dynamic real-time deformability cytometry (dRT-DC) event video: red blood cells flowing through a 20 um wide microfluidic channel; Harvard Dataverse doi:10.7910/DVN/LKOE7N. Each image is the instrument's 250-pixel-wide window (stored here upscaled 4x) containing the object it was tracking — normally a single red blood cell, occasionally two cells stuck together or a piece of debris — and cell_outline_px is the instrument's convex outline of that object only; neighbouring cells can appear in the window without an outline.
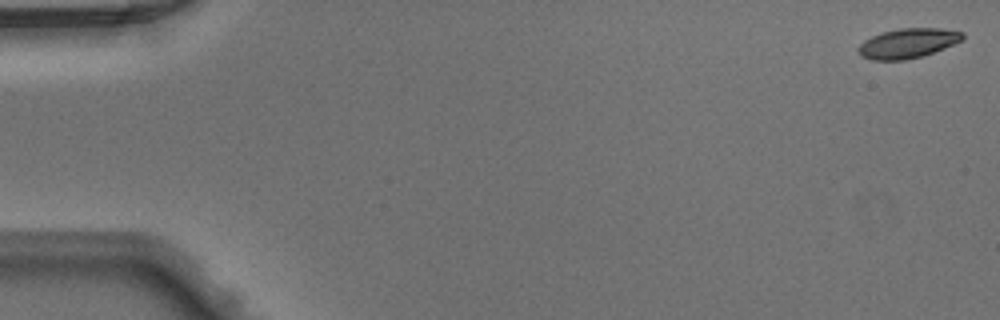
{"species": "Egyptian fruit bat (a non-hibernating species)", "species_latin": "Rousettus aegyptiacus", "temperature_condition": "warm", "stored_images_in_passage": 49, "camera_frame_rate_fps": 3000, "um_per_image_px": 0.085, "animal": {"sex": "male"}, "frame": {"image": 1, "passage_image": 1, "time_ms": 0.0, "image_size_px": [1000, 320], "cell_outline_px": [[964, 40], [924, 56], [904, 60], [872, 60], [860, 56], [856, 48], [864, 40], [880, 32], [900, 28], [940, 28], [964, 32]], "centroid_in_image_um": [77.16, 3.68], "position_along_channel_um": 7.8, "area_um2": 18.32}}
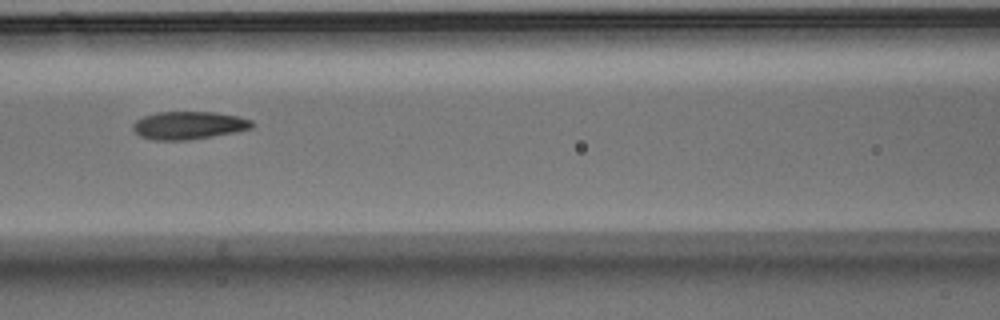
{"frame": {"image": 2, "passage_image": 22, "time_ms": 7.0, "image_size_px": [1000, 320], "cell_outline_px": [[256, 124], [252, 128], [236, 132], [188, 140], [152, 140], [140, 136], [132, 128], [132, 124], [136, 120], [144, 116], [156, 112], [216, 112], [236, 116], [252, 120]], "centroid_in_image_um": [16.05, 10.65], "position_along_channel_um": 150.6, "area_um2": 19.42}}
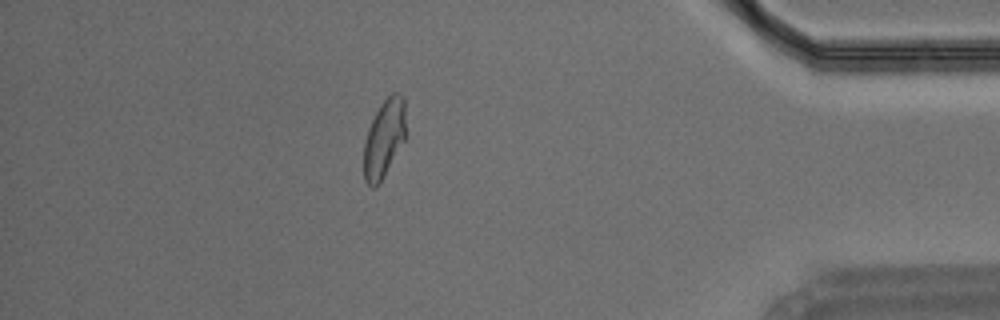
{"frame": {"image": 3, "passage_image": 43, "time_ms": 14.0, "image_size_px": [1000, 320], "cell_outline_px": [[404, 140], [380, 184], [376, 188], [372, 188], [364, 180], [364, 144], [368, 128], [380, 104], [392, 92], [400, 92], [404, 96]], "centroid_in_image_um": [32.63, 11.78], "position_along_channel_um": 402.6, "area_um2": 19.02}}